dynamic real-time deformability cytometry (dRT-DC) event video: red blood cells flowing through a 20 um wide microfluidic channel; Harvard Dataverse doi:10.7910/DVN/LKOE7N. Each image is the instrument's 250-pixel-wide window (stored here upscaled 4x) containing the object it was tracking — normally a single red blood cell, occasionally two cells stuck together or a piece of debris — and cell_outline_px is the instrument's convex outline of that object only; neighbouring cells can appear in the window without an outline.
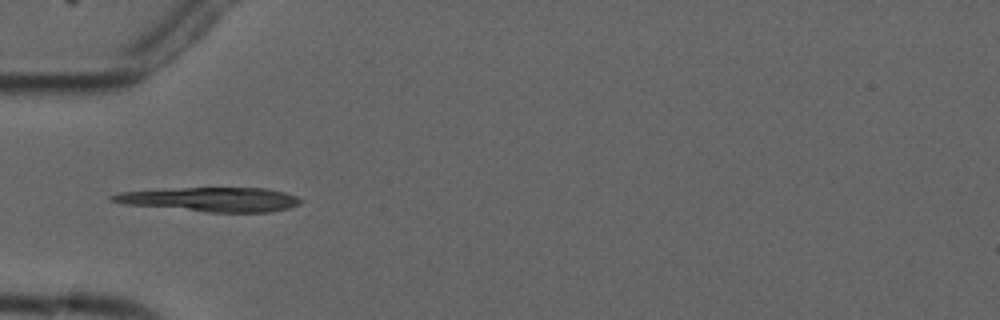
{"species": "common noctule bat (a hibernating species)", "species_latin": "Nyctalus noctula", "temperature_condition": "cold", "stored_images_in_passage": 7, "camera_frame_rate_fps": 3000, "um_per_image_px": 0.085, "animal": {"sex": "male", "forearm_length_mm": 52.5}, "frame": {"image": 1, "passage_image": 5, "time_ms": 4.667, "image_size_px": [1000, 320], "cell_outline_px": [[304, 200], [300, 204], [288, 208], [268, 212], [204, 212], [124, 204], [108, 200], [108, 196], [120, 192], [184, 188], [264, 188], [284, 192], [296, 196]], "centroid_in_image_um": [17.91, 16.96], "position_along_channel_um": 67.1, "area_um2": 26.59}}
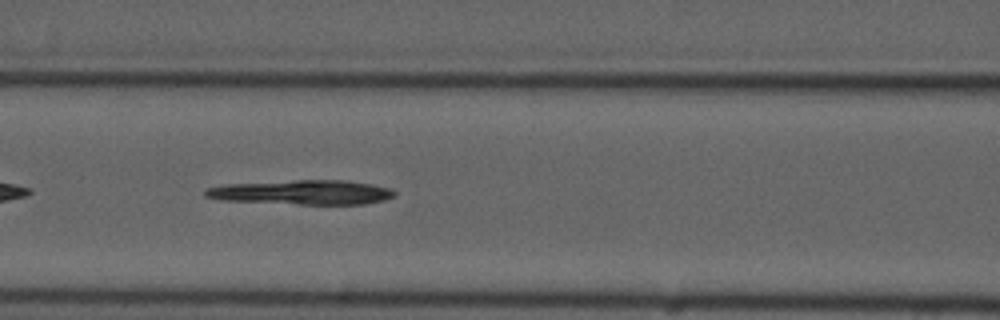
{"frame": {"image": 2, "passage_image": 7, "time_ms": 6.667, "image_size_px": [1000, 320], "cell_outline_px": [[396, 196], [384, 200], [364, 204], [300, 204], [224, 200], [204, 196], [204, 188], [224, 184], [296, 180], [344, 180], [372, 184], [388, 188], [396, 192]], "centroid_in_image_um": [25.68, 16.34], "position_along_channel_um": 140.9, "area_um2": 26.93}}